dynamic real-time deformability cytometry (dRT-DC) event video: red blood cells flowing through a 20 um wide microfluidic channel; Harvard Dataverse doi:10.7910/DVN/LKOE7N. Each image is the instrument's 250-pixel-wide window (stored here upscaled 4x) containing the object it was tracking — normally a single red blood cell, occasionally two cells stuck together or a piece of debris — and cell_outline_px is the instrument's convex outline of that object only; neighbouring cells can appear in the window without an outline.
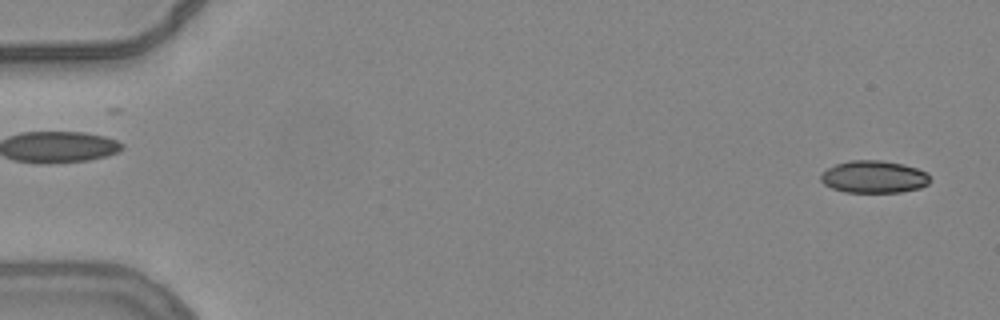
{"species": "common noctule bat (a hibernating species)", "species_latin": "Nyctalus noctula", "temperature_condition": "warm", "stored_images_in_passage": 19, "camera_frame_rate_fps": 3000, "um_per_image_px": 0.085, "animal": {"sex": "female", "body_mass_g": 24.6, "forearm_length_mm": 56.2}, "frame": {"image": 1, "passage_image": 2, "time_ms": 0.333, "image_size_px": [1000, 320], "cell_outline_px": [[928, 184], [920, 188], [900, 192], [844, 192], [832, 188], [824, 184], [820, 180], [820, 176], [828, 168], [836, 164], [852, 160], [880, 160], [904, 164], [928, 172]], "centroid_in_image_um": [74.28, 15.03], "position_along_channel_um": 10.7, "area_um2": 20.52}}
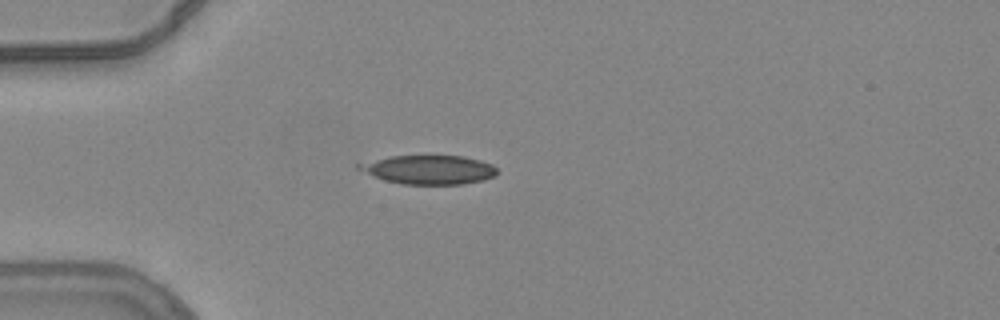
{"frame": {"image": 2, "passage_image": 15, "time_ms": 4.667, "image_size_px": [1000, 320], "cell_outline_px": [[496, 176], [484, 180], [464, 184], [400, 184], [384, 180], [356, 168], [356, 164], [388, 156], [464, 156], [480, 160], [492, 164], [496, 168]], "centroid_in_image_um": [36.47, 14.42], "position_along_channel_um": 48.5, "area_um2": 23.29}}
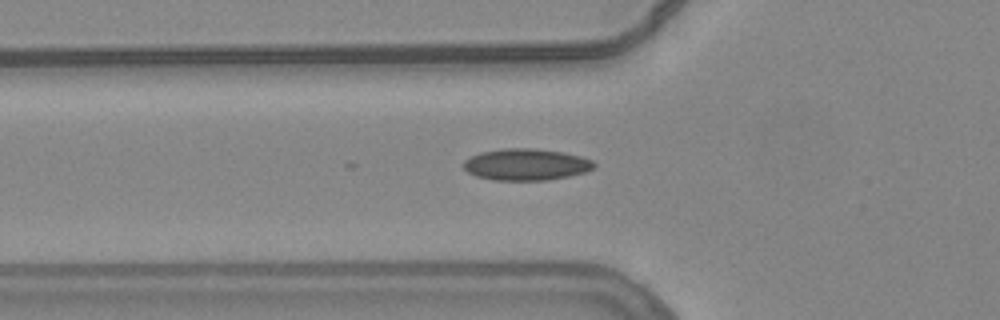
{"frame": {"image": 3, "passage_image": 19, "time_ms": 6.0, "image_size_px": [1000, 320], "cell_outline_px": [[596, 164], [592, 168], [584, 172], [568, 176], [548, 180], [492, 180], [476, 176], [468, 172], [464, 168], [464, 160], [480, 152], [504, 148], [528, 148], [560, 152], [580, 156], [592, 160]], "centroid_in_image_um": [44.69, 13.99], "position_along_channel_um": 81.1, "area_um2": 23.81}}